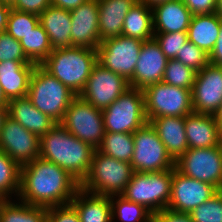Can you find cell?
<instances>
[{"label":"cell","instance_id":"3957f363","mask_svg":"<svg viewBox=\"0 0 222 222\" xmlns=\"http://www.w3.org/2000/svg\"><path fill=\"white\" fill-rule=\"evenodd\" d=\"M96 64V49L73 46L53 50L40 66L79 95Z\"/></svg>","mask_w":222,"mask_h":222},{"label":"cell","instance_id":"816d5d0a","mask_svg":"<svg viewBox=\"0 0 222 222\" xmlns=\"http://www.w3.org/2000/svg\"><path fill=\"white\" fill-rule=\"evenodd\" d=\"M215 14L222 20V0H216Z\"/></svg>","mask_w":222,"mask_h":222},{"label":"cell","instance_id":"e575fe53","mask_svg":"<svg viewBox=\"0 0 222 222\" xmlns=\"http://www.w3.org/2000/svg\"><path fill=\"white\" fill-rule=\"evenodd\" d=\"M39 24V16L16 9H11L8 15L5 31L20 41Z\"/></svg>","mask_w":222,"mask_h":222},{"label":"cell","instance_id":"6da1fadb","mask_svg":"<svg viewBox=\"0 0 222 222\" xmlns=\"http://www.w3.org/2000/svg\"><path fill=\"white\" fill-rule=\"evenodd\" d=\"M80 183L53 162L36 158L20 168L19 200L42 207L70 204Z\"/></svg>","mask_w":222,"mask_h":222},{"label":"cell","instance_id":"f5cc1de1","mask_svg":"<svg viewBox=\"0 0 222 222\" xmlns=\"http://www.w3.org/2000/svg\"><path fill=\"white\" fill-rule=\"evenodd\" d=\"M0 1L3 2L4 4H7V5L11 6V7L16 2V0H0Z\"/></svg>","mask_w":222,"mask_h":222},{"label":"cell","instance_id":"bcb514c9","mask_svg":"<svg viewBox=\"0 0 222 222\" xmlns=\"http://www.w3.org/2000/svg\"><path fill=\"white\" fill-rule=\"evenodd\" d=\"M11 6L0 1V32L5 31Z\"/></svg>","mask_w":222,"mask_h":222},{"label":"cell","instance_id":"ffe728a7","mask_svg":"<svg viewBox=\"0 0 222 222\" xmlns=\"http://www.w3.org/2000/svg\"><path fill=\"white\" fill-rule=\"evenodd\" d=\"M154 33L187 32L193 14L182 0H172L152 8Z\"/></svg>","mask_w":222,"mask_h":222},{"label":"cell","instance_id":"8992f818","mask_svg":"<svg viewBox=\"0 0 222 222\" xmlns=\"http://www.w3.org/2000/svg\"><path fill=\"white\" fill-rule=\"evenodd\" d=\"M173 169L160 172H133L121 194L127 200L143 205L152 214L167 209L171 195Z\"/></svg>","mask_w":222,"mask_h":222},{"label":"cell","instance_id":"83f0119b","mask_svg":"<svg viewBox=\"0 0 222 222\" xmlns=\"http://www.w3.org/2000/svg\"><path fill=\"white\" fill-rule=\"evenodd\" d=\"M122 35L141 41L152 39L154 37L152 8L137 1L124 19Z\"/></svg>","mask_w":222,"mask_h":222},{"label":"cell","instance_id":"74e56055","mask_svg":"<svg viewBox=\"0 0 222 222\" xmlns=\"http://www.w3.org/2000/svg\"><path fill=\"white\" fill-rule=\"evenodd\" d=\"M159 44L162 52L170 59H175L183 47V44L188 41L187 32H172V33H154L153 37Z\"/></svg>","mask_w":222,"mask_h":222},{"label":"cell","instance_id":"e0dca14e","mask_svg":"<svg viewBox=\"0 0 222 222\" xmlns=\"http://www.w3.org/2000/svg\"><path fill=\"white\" fill-rule=\"evenodd\" d=\"M133 77L128 81L132 88L144 90L154 83L161 82L168 58L154 38L143 41Z\"/></svg>","mask_w":222,"mask_h":222},{"label":"cell","instance_id":"2e32d148","mask_svg":"<svg viewBox=\"0 0 222 222\" xmlns=\"http://www.w3.org/2000/svg\"><path fill=\"white\" fill-rule=\"evenodd\" d=\"M191 96L194 113L215 115L222 103V66L208 63L198 71Z\"/></svg>","mask_w":222,"mask_h":222},{"label":"cell","instance_id":"836d02e7","mask_svg":"<svg viewBox=\"0 0 222 222\" xmlns=\"http://www.w3.org/2000/svg\"><path fill=\"white\" fill-rule=\"evenodd\" d=\"M197 71L176 59H170L162 81L180 88L192 89Z\"/></svg>","mask_w":222,"mask_h":222},{"label":"cell","instance_id":"b9f144b4","mask_svg":"<svg viewBox=\"0 0 222 222\" xmlns=\"http://www.w3.org/2000/svg\"><path fill=\"white\" fill-rule=\"evenodd\" d=\"M193 15L215 13L216 0H182Z\"/></svg>","mask_w":222,"mask_h":222},{"label":"cell","instance_id":"f907efd6","mask_svg":"<svg viewBox=\"0 0 222 222\" xmlns=\"http://www.w3.org/2000/svg\"><path fill=\"white\" fill-rule=\"evenodd\" d=\"M9 100L6 98L3 88L0 84V106H8Z\"/></svg>","mask_w":222,"mask_h":222},{"label":"cell","instance_id":"1f68e13d","mask_svg":"<svg viewBox=\"0 0 222 222\" xmlns=\"http://www.w3.org/2000/svg\"><path fill=\"white\" fill-rule=\"evenodd\" d=\"M110 203L112 221L116 216L120 222H152L153 214L148 209L141 204L127 200L122 195L110 196Z\"/></svg>","mask_w":222,"mask_h":222},{"label":"cell","instance_id":"cb8c5ba5","mask_svg":"<svg viewBox=\"0 0 222 222\" xmlns=\"http://www.w3.org/2000/svg\"><path fill=\"white\" fill-rule=\"evenodd\" d=\"M138 0H98L100 42L122 35L123 22Z\"/></svg>","mask_w":222,"mask_h":222},{"label":"cell","instance_id":"ab89813d","mask_svg":"<svg viewBox=\"0 0 222 222\" xmlns=\"http://www.w3.org/2000/svg\"><path fill=\"white\" fill-rule=\"evenodd\" d=\"M47 222H80L76 209L71 204L47 208Z\"/></svg>","mask_w":222,"mask_h":222},{"label":"cell","instance_id":"f546056e","mask_svg":"<svg viewBox=\"0 0 222 222\" xmlns=\"http://www.w3.org/2000/svg\"><path fill=\"white\" fill-rule=\"evenodd\" d=\"M19 42L26 57L36 65H40L53 51L48 34L40 23Z\"/></svg>","mask_w":222,"mask_h":222},{"label":"cell","instance_id":"603a6c76","mask_svg":"<svg viewBox=\"0 0 222 222\" xmlns=\"http://www.w3.org/2000/svg\"><path fill=\"white\" fill-rule=\"evenodd\" d=\"M149 123L174 161L189 149L185 132V117H157L151 119Z\"/></svg>","mask_w":222,"mask_h":222},{"label":"cell","instance_id":"5b68a950","mask_svg":"<svg viewBox=\"0 0 222 222\" xmlns=\"http://www.w3.org/2000/svg\"><path fill=\"white\" fill-rule=\"evenodd\" d=\"M77 95L50 75L40 65L32 72L27 97L42 113L61 123L66 110Z\"/></svg>","mask_w":222,"mask_h":222},{"label":"cell","instance_id":"d6a6232c","mask_svg":"<svg viewBox=\"0 0 222 222\" xmlns=\"http://www.w3.org/2000/svg\"><path fill=\"white\" fill-rule=\"evenodd\" d=\"M20 166L0 150V200H10L11 194L18 196L20 189Z\"/></svg>","mask_w":222,"mask_h":222},{"label":"cell","instance_id":"681fc988","mask_svg":"<svg viewBox=\"0 0 222 222\" xmlns=\"http://www.w3.org/2000/svg\"><path fill=\"white\" fill-rule=\"evenodd\" d=\"M215 118H216V121L219 125L220 132H221V135H222V103H221V106H220L219 110L215 114Z\"/></svg>","mask_w":222,"mask_h":222},{"label":"cell","instance_id":"7402d4cb","mask_svg":"<svg viewBox=\"0 0 222 222\" xmlns=\"http://www.w3.org/2000/svg\"><path fill=\"white\" fill-rule=\"evenodd\" d=\"M7 108L9 117L39 138L57 124L48 115L39 111L27 96L10 100Z\"/></svg>","mask_w":222,"mask_h":222},{"label":"cell","instance_id":"ac0fdd59","mask_svg":"<svg viewBox=\"0 0 222 222\" xmlns=\"http://www.w3.org/2000/svg\"><path fill=\"white\" fill-rule=\"evenodd\" d=\"M71 14V45L97 49L100 45L98 0H88Z\"/></svg>","mask_w":222,"mask_h":222},{"label":"cell","instance_id":"52a82bcc","mask_svg":"<svg viewBox=\"0 0 222 222\" xmlns=\"http://www.w3.org/2000/svg\"><path fill=\"white\" fill-rule=\"evenodd\" d=\"M102 114L105 132L133 134L148 122L143 90L128 88Z\"/></svg>","mask_w":222,"mask_h":222},{"label":"cell","instance_id":"484cf974","mask_svg":"<svg viewBox=\"0 0 222 222\" xmlns=\"http://www.w3.org/2000/svg\"><path fill=\"white\" fill-rule=\"evenodd\" d=\"M70 204L76 209L80 222H112L110 196L79 188Z\"/></svg>","mask_w":222,"mask_h":222},{"label":"cell","instance_id":"f35d334b","mask_svg":"<svg viewBox=\"0 0 222 222\" xmlns=\"http://www.w3.org/2000/svg\"><path fill=\"white\" fill-rule=\"evenodd\" d=\"M30 61L18 40L6 31L0 32V62Z\"/></svg>","mask_w":222,"mask_h":222},{"label":"cell","instance_id":"8fae6325","mask_svg":"<svg viewBox=\"0 0 222 222\" xmlns=\"http://www.w3.org/2000/svg\"><path fill=\"white\" fill-rule=\"evenodd\" d=\"M175 169L184 176L210 183L218 190H222L221 145L189 148L175 161Z\"/></svg>","mask_w":222,"mask_h":222},{"label":"cell","instance_id":"d6986e66","mask_svg":"<svg viewBox=\"0 0 222 222\" xmlns=\"http://www.w3.org/2000/svg\"><path fill=\"white\" fill-rule=\"evenodd\" d=\"M188 148H208L222 144V135L215 115L191 113L185 116Z\"/></svg>","mask_w":222,"mask_h":222},{"label":"cell","instance_id":"c3c4849f","mask_svg":"<svg viewBox=\"0 0 222 222\" xmlns=\"http://www.w3.org/2000/svg\"><path fill=\"white\" fill-rule=\"evenodd\" d=\"M8 116L7 106H0V129L4 123L5 118Z\"/></svg>","mask_w":222,"mask_h":222},{"label":"cell","instance_id":"7a4b0ae2","mask_svg":"<svg viewBox=\"0 0 222 222\" xmlns=\"http://www.w3.org/2000/svg\"><path fill=\"white\" fill-rule=\"evenodd\" d=\"M95 150L57 123L40 138L39 157L60 166L81 183L90 170Z\"/></svg>","mask_w":222,"mask_h":222},{"label":"cell","instance_id":"4fadbf2b","mask_svg":"<svg viewBox=\"0 0 222 222\" xmlns=\"http://www.w3.org/2000/svg\"><path fill=\"white\" fill-rule=\"evenodd\" d=\"M128 88H130L129 82L123 76L97 63L79 96L95 108L103 110L117 100Z\"/></svg>","mask_w":222,"mask_h":222},{"label":"cell","instance_id":"d590c367","mask_svg":"<svg viewBox=\"0 0 222 222\" xmlns=\"http://www.w3.org/2000/svg\"><path fill=\"white\" fill-rule=\"evenodd\" d=\"M193 222H222V190L189 213Z\"/></svg>","mask_w":222,"mask_h":222},{"label":"cell","instance_id":"277c9868","mask_svg":"<svg viewBox=\"0 0 222 222\" xmlns=\"http://www.w3.org/2000/svg\"><path fill=\"white\" fill-rule=\"evenodd\" d=\"M130 163L119 161L95 150L90 170L80 183V188L92 194L121 195L133 175Z\"/></svg>","mask_w":222,"mask_h":222},{"label":"cell","instance_id":"ba28073f","mask_svg":"<svg viewBox=\"0 0 222 222\" xmlns=\"http://www.w3.org/2000/svg\"><path fill=\"white\" fill-rule=\"evenodd\" d=\"M191 90L163 81L146 87L143 93L148 122L157 117H185L193 113Z\"/></svg>","mask_w":222,"mask_h":222},{"label":"cell","instance_id":"44dd1931","mask_svg":"<svg viewBox=\"0 0 222 222\" xmlns=\"http://www.w3.org/2000/svg\"><path fill=\"white\" fill-rule=\"evenodd\" d=\"M35 66L31 61L0 62V84L9 101L27 96Z\"/></svg>","mask_w":222,"mask_h":222},{"label":"cell","instance_id":"7dc6e473","mask_svg":"<svg viewBox=\"0 0 222 222\" xmlns=\"http://www.w3.org/2000/svg\"><path fill=\"white\" fill-rule=\"evenodd\" d=\"M142 3H144L145 5H147L150 8H153L154 6L167 2V1H172V0H138Z\"/></svg>","mask_w":222,"mask_h":222},{"label":"cell","instance_id":"60d3db41","mask_svg":"<svg viewBox=\"0 0 222 222\" xmlns=\"http://www.w3.org/2000/svg\"><path fill=\"white\" fill-rule=\"evenodd\" d=\"M50 5L51 0H16L11 8L39 16Z\"/></svg>","mask_w":222,"mask_h":222},{"label":"cell","instance_id":"30bf717a","mask_svg":"<svg viewBox=\"0 0 222 222\" xmlns=\"http://www.w3.org/2000/svg\"><path fill=\"white\" fill-rule=\"evenodd\" d=\"M72 135L98 149L105 135L102 110L77 95L60 123Z\"/></svg>","mask_w":222,"mask_h":222},{"label":"cell","instance_id":"8d00e7d4","mask_svg":"<svg viewBox=\"0 0 222 222\" xmlns=\"http://www.w3.org/2000/svg\"><path fill=\"white\" fill-rule=\"evenodd\" d=\"M175 59L198 72L209 63V54L192 42L187 41L178 51Z\"/></svg>","mask_w":222,"mask_h":222},{"label":"cell","instance_id":"ee69618b","mask_svg":"<svg viewBox=\"0 0 222 222\" xmlns=\"http://www.w3.org/2000/svg\"><path fill=\"white\" fill-rule=\"evenodd\" d=\"M209 63L222 66V23L215 46L209 54Z\"/></svg>","mask_w":222,"mask_h":222},{"label":"cell","instance_id":"f1b7e54d","mask_svg":"<svg viewBox=\"0 0 222 222\" xmlns=\"http://www.w3.org/2000/svg\"><path fill=\"white\" fill-rule=\"evenodd\" d=\"M18 203L0 200V222H47L46 207Z\"/></svg>","mask_w":222,"mask_h":222},{"label":"cell","instance_id":"4316f807","mask_svg":"<svg viewBox=\"0 0 222 222\" xmlns=\"http://www.w3.org/2000/svg\"><path fill=\"white\" fill-rule=\"evenodd\" d=\"M222 20L215 14L193 15L188 27V41L204 50H213L217 41Z\"/></svg>","mask_w":222,"mask_h":222},{"label":"cell","instance_id":"4dcf8cb0","mask_svg":"<svg viewBox=\"0 0 222 222\" xmlns=\"http://www.w3.org/2000/svg\"><path fill=\"white\" fill-rule=\"evenodd\" d=\"M98 150L119 161L130 163L134 152L133 134L105 132Z\"/></svg>","mask_w":222,"mask_h":222},{"label":"cell","instance_id":"7c38bea8","mask_svg":"<svg viewBox=\"0 0 222 222\" xmlns=\"http://www.w3.org/2000/svg\"><path fill=\"white\" fill-rule=\"evenodd\" d=\"M142 44L139 39L123 35L104 40L96 49L97 63L129 81L133 77Z\"/></svg>","mask_w":222,"mask_h":222},{"label":"cell","instance_id":"d4e9b609","mask_svg":"<svg viewBox=\"0 0 222 222\" xmlns=\"http://www.w3.org/2000/svg\"><path fill=\"white\" fill-rule=\"evenodd\" d=\"M39 23L48 34L53 50L73 47L70 11L50 5L39 15Z\"/></svg>","mask_w":222,"mask_h":222},{"label":"cell","instance_id":"f6af8a7d","mask_svg":"<svg viewBox=\"0 0 222 222\" xmlns=\"http://www.w3.org/2000/svg\"><path fill=\"white\" fill-rule=\"evenodd\" d=\"M88 0H51V5L71 11Z\"/></svg>","mask_w":222,"mask_h":222},{"label":"cell","instance_id":"5bb4252c","mask_svg":"<svg viewBox=\"0 0 222 222\" xmlns=\"http://www.w3.org/2000/svg\"><path fill=\"white\" fill-rule=\"evenodd\" d=\"M0 150L20 167L40 155V138L7 116L0 129Z\"/></svg>","mask_w":222,"mask_h":222},{"label":"cell","instance_id":"9a60e30c","mask_svg":"<svg viewBox=\"0 0 222 222\" xmlns=\"http://www.w3.org/2000/svg\"><path fill=\"white\" fill-rule=\"evenodd\" d=\"M218 191L212 184L184 176L174 168L167 209L189 214Z\"/></svg>","mask_w":222,"mask_h":222},{"label":"cell","instance_id":"9c48e42d","mask_svg":"<svg viewBox=\"0 0 222 222\" xmlns=\"http://www.w3.org/2000/svg\"><path fill=\"white\" fill-rule=\"evenodd\" d=\"M133 139L134 152L130 164L134 172H160L175 168V161L149 122L133 133Z\"/></svg>","mask_w":222,"mask_h":222},{"label":"cell","instance_id":"7bdbcfd3","mask_svg":"<svg viewBox=\"0 0 222 222\" xmlns=\"http://www.w3.org/2000/svg\"><path fill=\"white\" fill-rule=\"evenodd\" d=\"M152 222H193L189 214L173 212L168 209L152 215Z\"/></svg>","mask_w":222,"mask_h":222}]
</instances>
